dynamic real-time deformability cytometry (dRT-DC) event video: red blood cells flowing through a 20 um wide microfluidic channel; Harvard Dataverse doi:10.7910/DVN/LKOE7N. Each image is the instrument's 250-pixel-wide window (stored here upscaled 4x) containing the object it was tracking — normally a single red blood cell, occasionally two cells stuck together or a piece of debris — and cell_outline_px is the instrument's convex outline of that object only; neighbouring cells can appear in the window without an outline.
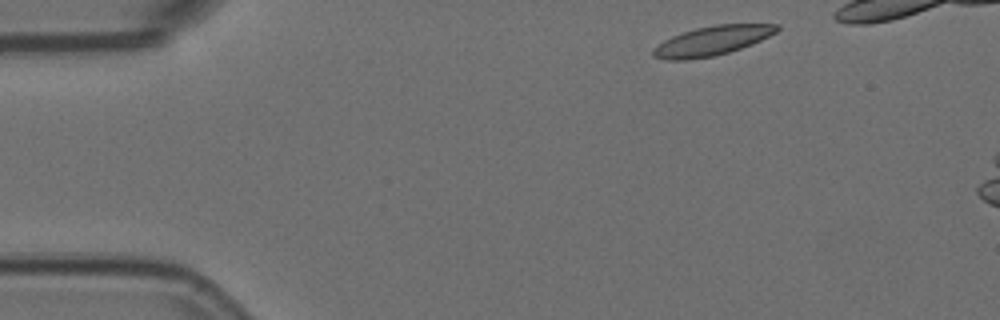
{"species": "Egyptian fruit bat (a non-hibernating species)", "species_latin": "Rousettus aegyptiacus", "temperature_condition": "room temperature", "stored_images_in_passage": 4, "camera_frame_rate_fps": 3000, "um_per_image_px": 0.085, "animal": {"sex": "female"}, "frame": {"image": 1, "passage_image": 1, "time_ms": 0.0, "image_size_px": [1000, 320], "cell_outline_px": [[780, 28], [776, 32], [752, 44], [728, 52], [712, 56], [688, 60], [664, 60], [652, 56], [652, 48], [664, 40], [672, 36], [696, 28], [716, 24], [780, 24]], "centroid_in_image_um": [60.49, 3.47], "position_along_channel_um": 24.5, "area_um2": 21.1}}